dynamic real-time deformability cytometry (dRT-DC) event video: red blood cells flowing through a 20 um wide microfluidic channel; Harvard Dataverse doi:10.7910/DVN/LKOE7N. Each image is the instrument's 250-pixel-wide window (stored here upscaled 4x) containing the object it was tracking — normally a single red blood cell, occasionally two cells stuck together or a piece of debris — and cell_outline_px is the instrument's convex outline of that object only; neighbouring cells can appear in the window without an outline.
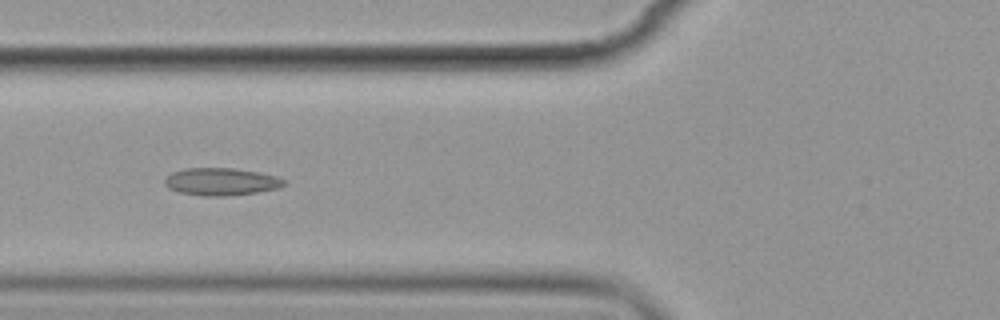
{"species": "common noctule bat (a hibernating species)", "species_latin": "Nyctalus noctula", "temperature_condition": "cold", "stored_images_in_passage": 10, "camera_frame_rate_fps": 3000, "um_per_image_px": 0.085, "animal": {"sex": "female", "body_mass_g": 19.9}, "frame": {"image": 1, "passage_image": 5, "time_ms": 4.667, "image_size_px": [1000, 320], "cell_outline_px": [[288, 184], [276, 188], [256, 192], [224, 196], [204, 196], [180, 192], [168, 188], [164, 184], [164, 180], [172, 172], [184, 168], [232, 168], [256, 172], [276, 176], [284, 180]], "centroid_in_image_um": [18.77, 15.44], "position_along_channel_um": 107.0, "area_um2": 18.9}}
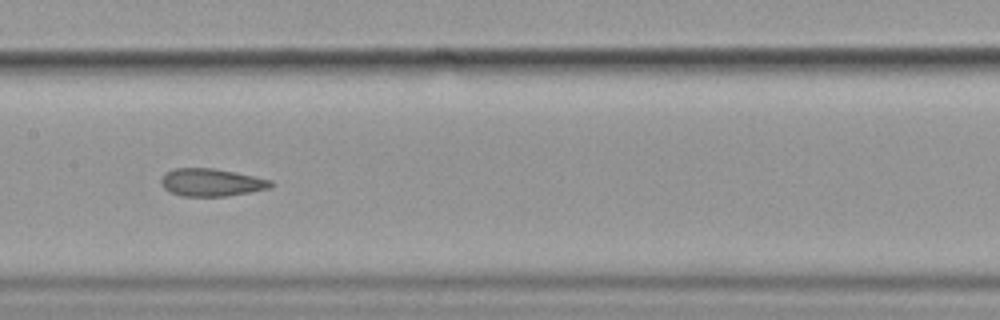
{"frame": {"image": 2, "passage_image": 7, "time_ms": 7.0, "image_size_px": [1000, 320], "cell_outline_px": [[272, 188], [224, 196], [180, 196], [164, 188], [160, 184], [160, 180], [168, 172], [176, 168], [212, 168], [236, 172], [272, 180]], "centroid_in_image_um": [17.98, 15.5], "position_along_channel_um": 189.4, "area_um2": 17.51}}
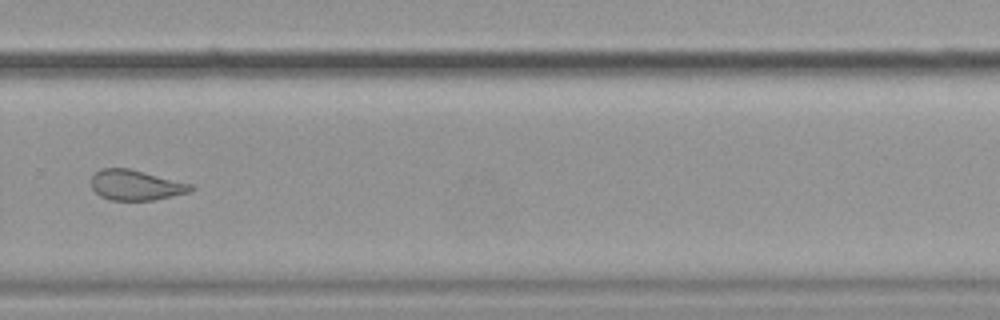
{"frame": {"image": 3, "passage_image": 10, "time_ms": 10.667, "image_size_px": [1000, 320], "cell_outline_px": [[196, 188], [188, 192], [156, 200], [112, 200], [100, 196], [92, 188], [92, 176], [100, 168], [128, 168], [192, 184]], "centroid_in_image_um": [11.55, 15.74], "position_along_channel_um": 318.3, "area_um2": 17.46}}